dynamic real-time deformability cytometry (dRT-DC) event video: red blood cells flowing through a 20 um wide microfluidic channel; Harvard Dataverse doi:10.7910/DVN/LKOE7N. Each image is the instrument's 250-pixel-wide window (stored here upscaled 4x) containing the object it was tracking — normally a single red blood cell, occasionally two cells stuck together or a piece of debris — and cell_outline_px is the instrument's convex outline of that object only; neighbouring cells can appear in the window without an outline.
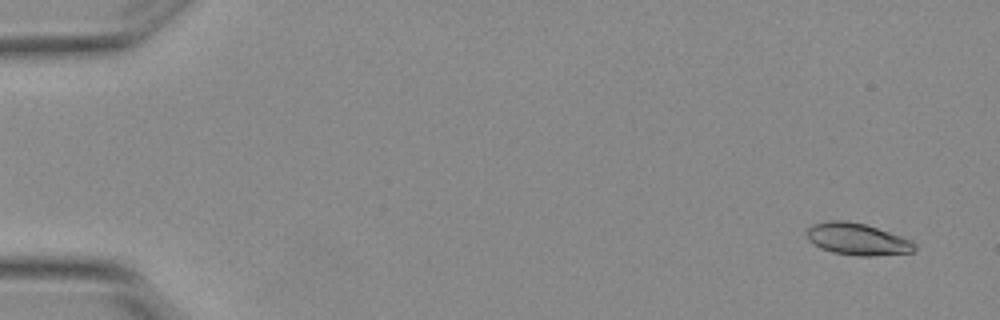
{"species": "Egyptian fruit bat (a non-hibernating species)", "species_latin": "Rousettus aegyptiacus", "temperature_condition": "warm", "stored_images_in_passage": 6, "camera_frame_rate_fps": 3000, "um_per_image_px": 0.085, "animal": {"sex": "female"}, "frame": {"image": 1, "passage_image": 1, "time_ms": 0.0, "image_size_px": [1000, 320], "cell_outline_px": [[916, 248], [912, 252], [872, 256], [860, 256], [832, 252], [820, 248], [812, 244], [808, 240], [808, 228], [812, 224], [828, 220], [844, 220], [864, 224], [912, 240], [916, 244]], "centroid_in_image_um": [72.85, 20.33], "position_along_channel_um": 12.1, "area_um2": 19.94}}